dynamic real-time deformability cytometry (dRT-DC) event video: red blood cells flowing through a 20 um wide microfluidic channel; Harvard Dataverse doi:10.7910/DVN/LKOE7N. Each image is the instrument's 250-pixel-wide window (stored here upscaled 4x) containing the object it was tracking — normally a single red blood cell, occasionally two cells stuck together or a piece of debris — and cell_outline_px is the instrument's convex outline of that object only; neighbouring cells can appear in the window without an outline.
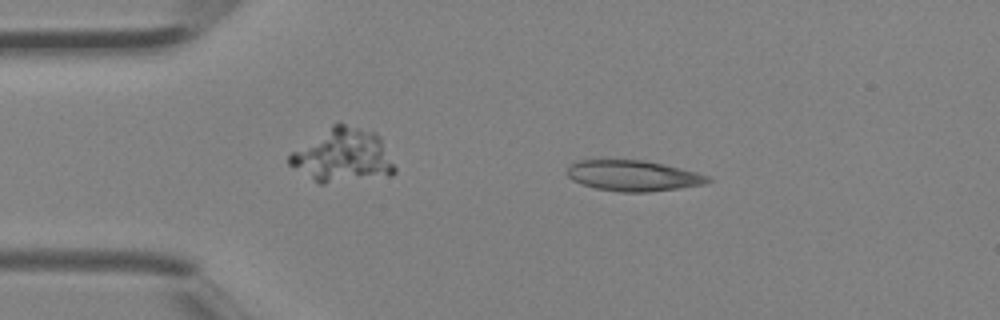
{"species": "Egyptian fruit bat (a non-hibernating species)", "species_latin": "Rousettus aegyptiacus", "temperature_condition": "room temperature", "stored_images_in_passage": 2, "camera_frame_rate_fps": 3000, "um_per_image_px": 0.085, "animal": {"sex": "female"}, "frame": {"image": 1, "passage_image": 1, "time_ms": 0.0, "image_size_px": [1000, 320], "cell_outline_px": [[712, 180], [704, 184], [680, 188], [648, 192], [620, 192], [596, 188], [572, 180], [568, 176], [568, 168], [572, 164], [580, 160], [600, 156], [644, 160], [664, 164], [696, 172], [708, 176]], "centroid_in_image_um": [53.76, 14.88], "position_along_channel_um": 31.2, "area_um2": 25.84}}